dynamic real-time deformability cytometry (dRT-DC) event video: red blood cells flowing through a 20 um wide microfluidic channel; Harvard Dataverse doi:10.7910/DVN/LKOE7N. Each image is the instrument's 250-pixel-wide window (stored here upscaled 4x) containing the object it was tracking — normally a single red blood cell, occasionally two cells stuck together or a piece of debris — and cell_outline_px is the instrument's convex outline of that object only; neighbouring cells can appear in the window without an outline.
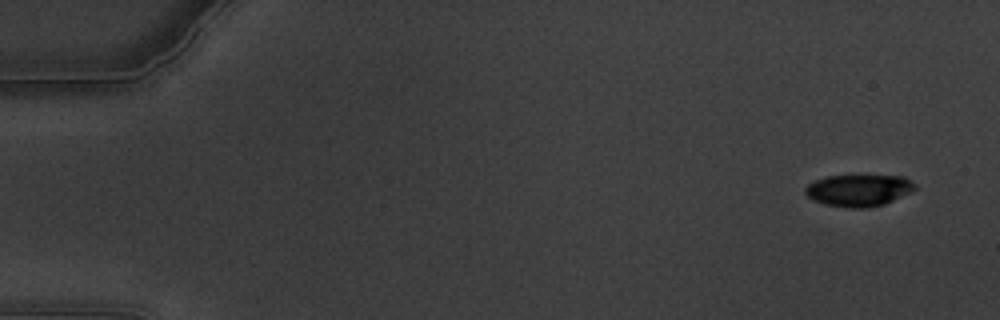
{"species": "common noctule bat (a hibernating species)", "species_latin": "Nyctalus noctula", "temperature_condition": "warm", "stored_images_in_passage": 63, "camera_frame_rate_fps": 3000, "um_per_image_px": 0.085, "animal": {"sex": "male", "body_mass_g": 19.5, "forearm_length_mm": 54.6}, "frame": {"image": 1, "passage_image": 4, "time_ms": 1.0, "image_size_px": [1000, 320], "cell_outline_px": [[916, 188], [884, 204], [868, 208], [852, 208], [824, 204], [812, 200], [804, 192], [804, 188], [808, 184], [816, 180], [828, 176], [904, 176], [916, 184]], "centroid_in_image_um": [72.95, 16.18], "position_along_channel_um": 12.0, "area_um2": 20.11}}
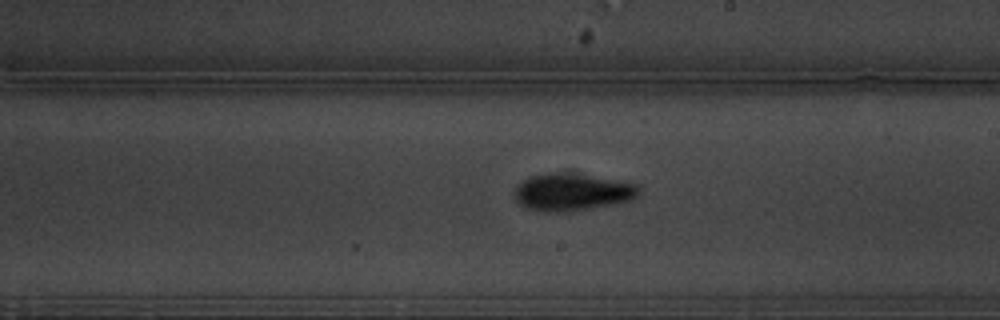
{"frame": {"image": 2, "passage_image": 37, "time_ms": 12.0, "image_size_px": [1000, 320], "cell_outline_px": [[640, 196], [632, 200], [612, 204], [588, 208], [556, 212], [548, 212], [528, 208], [520, 204], [516, 200], [516, 184], [528, 176], [548, 172], [556, 172], [632, 180], [640, 188]], "centroid_in_image_um": [48.7, 16.29], "position_along_channel_um": 240.3, "area_um2": 27.28}}
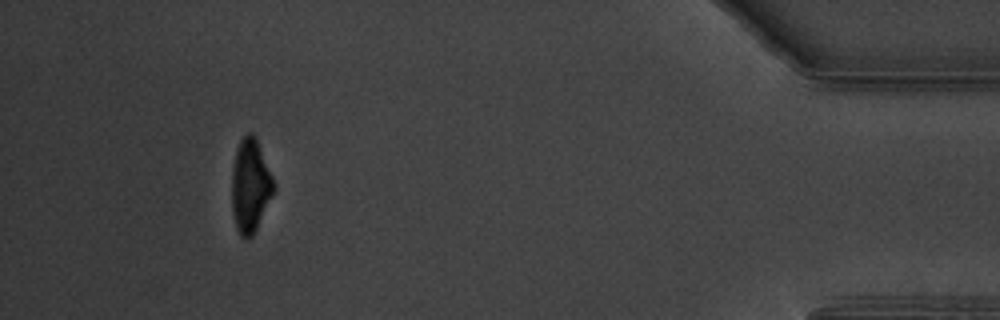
{"frame": {"image": 3, "passage_image": 58, "time_ms": 19.0, "image_size_px": [1000, 320], "cell_outline_px": [[276, 188], [252, 236], [240, 236], [236, 228], [232, 212], [232, 168], [236, 148], [240, 140], [248, 132], [252, 132], [256, 136], [276, 184]], "centroid_in_image_um": [21.28, 15.73], "position_along_channel_um": 413.9, "area_um2": 22.89}, "authors_computed_cell_mechanics": {"area_um2": 23.8714, "velocity_mm_per_s": 3.3218, "shape_relaxation_time_tau1_ms": 5.0865, "shape_relaxation_time_tau2_ms": 4.7577, "deformation_change_tau1": 0.1807, "deformation_change_tau2": 0.1092}}